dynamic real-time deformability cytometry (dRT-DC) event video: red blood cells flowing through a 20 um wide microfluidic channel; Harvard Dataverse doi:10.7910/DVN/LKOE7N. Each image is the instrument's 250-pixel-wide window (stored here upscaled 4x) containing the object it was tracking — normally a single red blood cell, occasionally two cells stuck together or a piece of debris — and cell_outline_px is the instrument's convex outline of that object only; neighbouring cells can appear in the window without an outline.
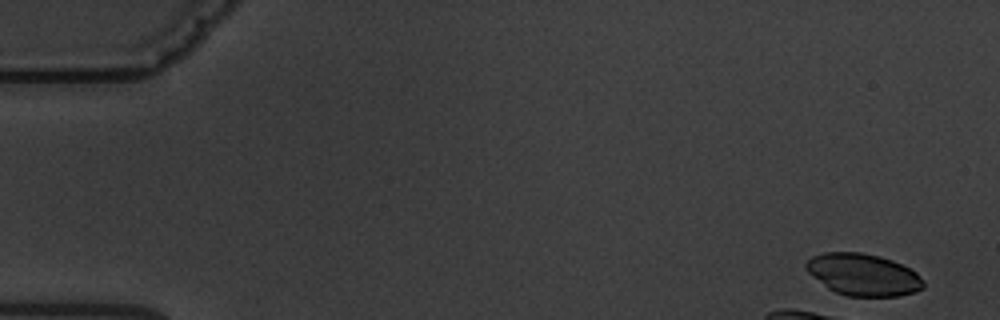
{"species": "common noctule bat (a hibernating species)", "species_latin": "Nyctalus noctula", "temperature_condition": "warm", "stored_images_in_passage": 1, "camera_frame_rate_fps": 3000, "um_per_image_px": 0.085, "animal": {"sex": "male", "body_mass_g": 19.5, "forearm_length_mm": 54.6}, "frame": {"image": 1, "passage_image": 1, "time_ms": 0.0, "image_size_px": [1000, 320], "cell_outline_px": [[924, 288], [916, 292], [900, 296], [848, 296], [836, 292], [828, 288], [812, 276], [804, 268], [804, 264], [812, 256], [824, 252], [860, 252], [880, 256], [892, 260], [916, 272], [924, 280]], "centroid_in_image_um": [73.37, 23.34], "position_along_channel_um": 11.6, "area_um2": 28.78}}